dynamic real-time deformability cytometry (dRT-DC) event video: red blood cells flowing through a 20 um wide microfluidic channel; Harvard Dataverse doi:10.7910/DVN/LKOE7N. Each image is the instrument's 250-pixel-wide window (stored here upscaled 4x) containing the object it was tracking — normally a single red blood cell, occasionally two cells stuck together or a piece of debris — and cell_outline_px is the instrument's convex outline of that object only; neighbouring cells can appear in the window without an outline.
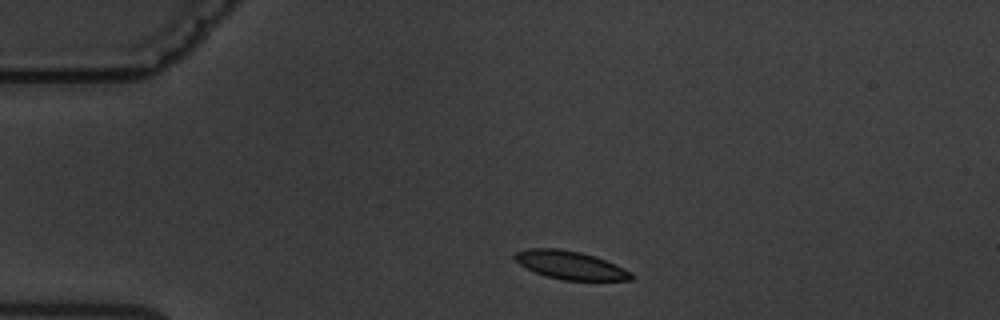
{"species": "common noctule bat (a hibernating species)", "species_latin": "Nyctalus noctula", "temperature_condition": "warm", "stored_images_in_passage": 6, "camera_frame_rate_fps": 3000, "um_per_image_px": 0.085, "animal": {"sex": "male", "body_mass_g": 19.5, "forearm_length_mm": 54.6}, "frame": {"image": 1, "passage_image": 1, "time_ms": 0.0, "image_size_px": [1000, 320], "cell_outline_px": [[636, 276], [632, 280], [564, 280], [544, 276], [520, 264], [512, 256], [516, 252], [528, 248], [560, 248], [580, 252], [596, 256], [616, 264], [632, 272]], "centroid_in_image_um": [48.52, 22.53], "position_along_channel_um": 36.5, "area_um2": 19.31}}
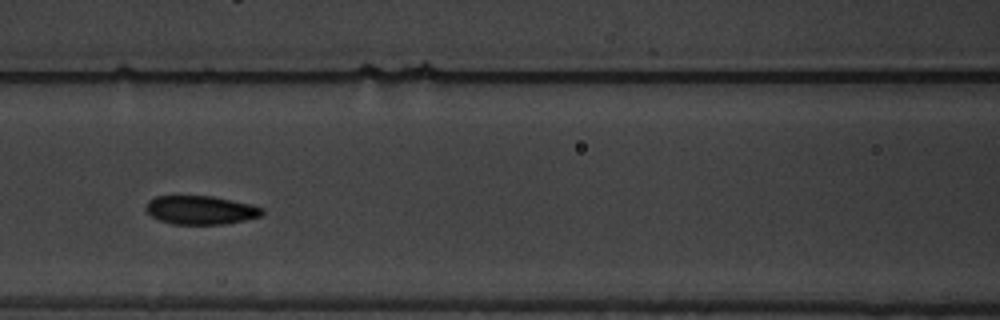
{"frame": {"image": 2, "passage_image": 5, "time_ms": 4.333, "image_size_px": [1000, 320], "cell_outline_px": [[264, 212], [260, 216], [244, 220], [224, 224], [172, 224], [160, 220], [152, 216], [144, 208], [148, 200], [156, 196], [212, 196], [252, 204], [264, 208]], "centroid_in_image_um": [17.06, 17.85], "position_along_channel_um": 149.5, "area_um2": 19.42}}
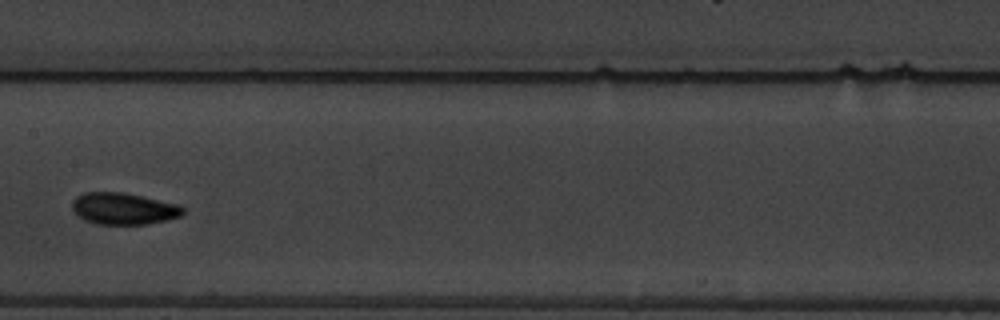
{"frame": {"image": 3, "passage_image": 6, "time_ms": 5.667, "image_size_px": [1000, 320], "cell_outline_px": [[184, 212], [180, 216], [168, 220], [144, 224], [96, 224], [84, 220], [72, 208], [72, 200], [76, 196], [84, 192], [124, 192], [180, 204], [184, 208]], "centroid_in_image_um": [10.52, 17.72], "position_along_channel_um": 196.9, "area_um2": 20.58}}